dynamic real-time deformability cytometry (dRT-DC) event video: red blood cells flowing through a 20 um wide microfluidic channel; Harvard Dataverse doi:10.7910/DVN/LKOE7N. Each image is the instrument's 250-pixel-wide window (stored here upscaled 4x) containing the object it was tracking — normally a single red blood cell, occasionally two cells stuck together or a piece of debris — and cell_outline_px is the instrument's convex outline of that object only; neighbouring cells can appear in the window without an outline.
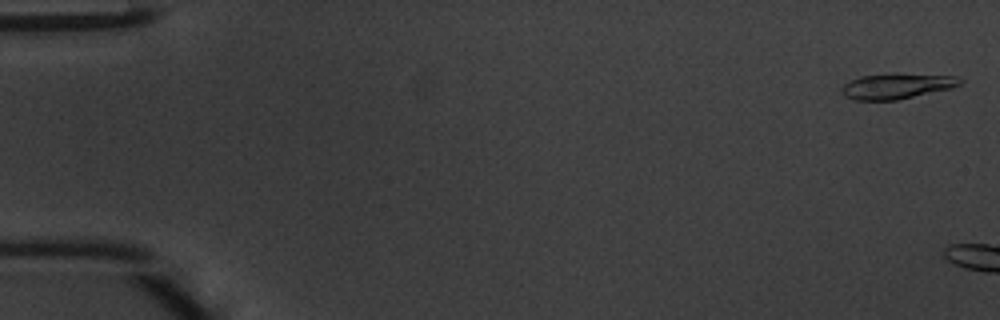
{"species": "common noctule bat (a hibernating species)", "species_latin": "Nyctalus noctula", "temperature_condition": "warm", "stored_images_in_passage": 4, "camera_frame_rate_fps": 3000, "um_per_image_px": 0.085, "animal": {"sex": "male", "body_mass_g": 20.1, "forearm_length_mm": 53.5}, "frame": {"image": 1, "passage_image": 1, "time_ms": 0.0, "image_size_px": [1000, 320], "cell_outline_px": [[964, 80], [960, 84], [952, 88], [896, 100], [856, 100], [844, 96], [840, 92], [840, 88], [844, 84], [860, 76], [896, 72], [956, 76]], "centroid_in_image_um": [76.23, 7.29], "position_along_channel_um": 8.8, "area_um2": 17.92}}